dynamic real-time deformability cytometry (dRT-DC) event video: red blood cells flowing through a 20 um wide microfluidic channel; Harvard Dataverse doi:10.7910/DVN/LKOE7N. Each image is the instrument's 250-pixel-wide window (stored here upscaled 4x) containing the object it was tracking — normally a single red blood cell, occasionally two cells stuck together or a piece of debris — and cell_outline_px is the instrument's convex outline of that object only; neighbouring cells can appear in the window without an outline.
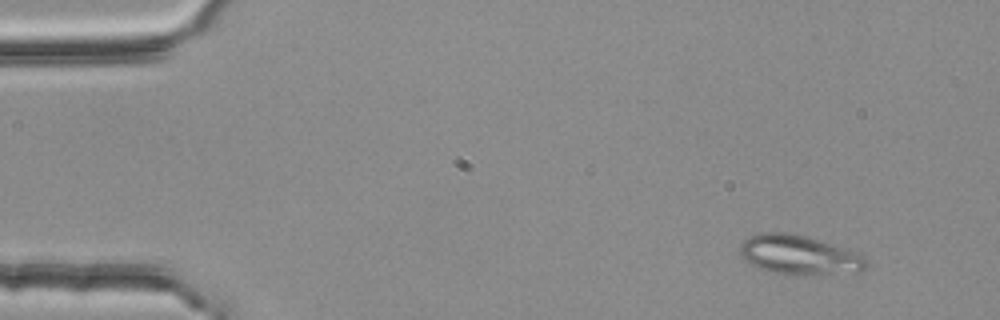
{"species": "common noctule bat (a hibernating species)", "species_latin": "Nyctalus noctula", "temperature_condition": "room temperature", "stored_images_in_passage": 52, "camera_frame_rate_fps": 3000, "um_per_image_px": 0.085, "animal": {"sex": "female", "body_mass_g": 25.1}, "frame": {"image": 1, "passage_image": 4, "time_ms": 1.0, "image_size_px": [1000, 320], "cell_outline_px": [[868, 268], [860, 272], [772, 272], [760, 268], [752, 264], [740, 252], [740, 244], [748, 236], [760, 232], [788, 232], [804, 236], [864, 256], [868, 260]], "centroid_in_image_um": [67.89, 21.62], "position_along_channel_um": 17.1, "area_um2": 27.46}}
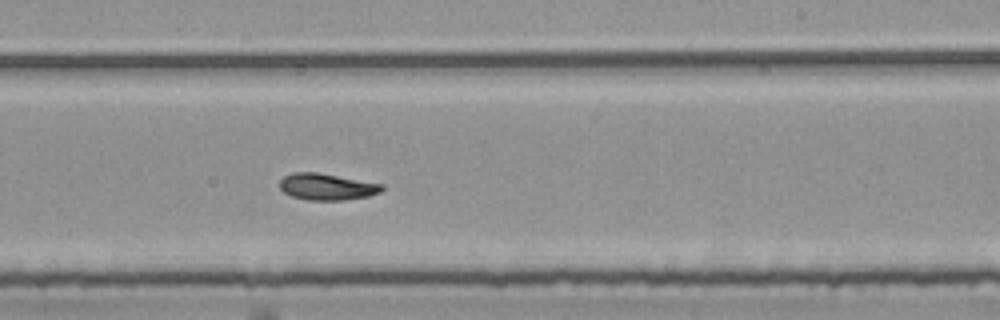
{"frame": {"image": 2, "passage_image": 32, "time_ms": 10.333, "image_size_px": [1000, 320], "cell_outline_px": [[384, 188], [380, 192], [368, 196], [344, 200], [308, 200], [292, 196], [284, 192], [280, 188], [280, 180], [284, 176], [292, 172], [316, 172], [384, 184]], "centroid_in_image_um": [27.78, 15.87], "position_along_channel_um": 261.2, "area_um2": 15.78}}
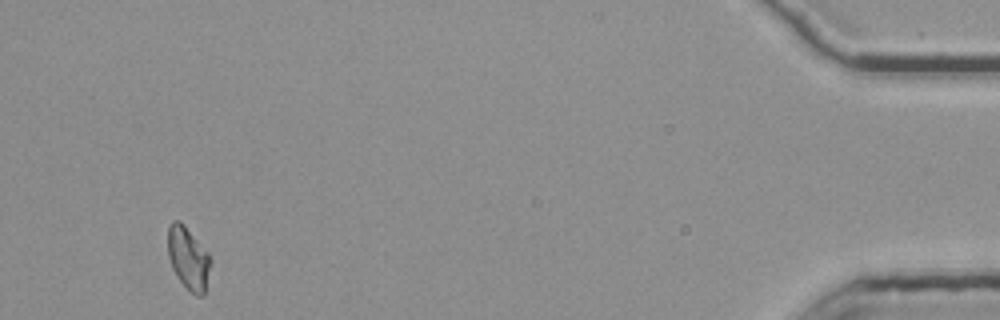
{"frame": {"image": 3, "passage_image": 51, "time_ms": 16.667, "image_size_px": [1000, 320], "cell_outline_px": [[212, 260], [204, 296], [196, 296], [176, 276], [172, 268], [168, 256], [168, 224], [172, 220], [180, 220], [184, 224], [208, 252]], "centroid_in_image_um": [16.01, 21.93], "position_along_channel_um": 419.2, "area_um2": 15.72}, "authors_computed_cell_mechanics": {"area_um2": 15.8083, "velocity_mm_per_s": 3.7466, "shape_relaxation_time_tau1_ms": null, "shape_relaxation_time_tau2_ms": 2.9255, "deformation_change_tau1": null, "deformation_change_tau2": 0.0841}}